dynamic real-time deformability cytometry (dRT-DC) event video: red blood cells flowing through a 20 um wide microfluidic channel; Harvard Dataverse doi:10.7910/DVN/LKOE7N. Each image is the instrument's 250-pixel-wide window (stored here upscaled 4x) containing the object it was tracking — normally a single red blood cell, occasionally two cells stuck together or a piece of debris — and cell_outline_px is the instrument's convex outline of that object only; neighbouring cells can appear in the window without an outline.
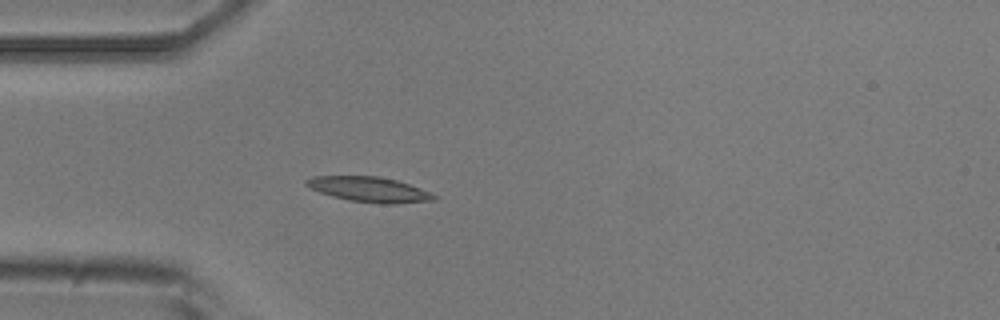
{"species": "common noctule bat (a hibernating species)", "species_latin": "Nyctalus noctula", "temperature_condition": "room temperature", "stored_images_in_passage": 5, "camera_frame_rate_fps": 3000, "um_per_image_px": 0.085, "animal": {"sex": "male", "body_mass_g": 20.5, "forearm_length_mm": 52.5}, "frame": {"image": 1, "passage_image": 5, "time_ms": 4.333, "image_size_px": [1000, 320], "cell_outline_px": [[436, 200], [396, 204], [380, 204], [348, 200], [332, 196], [320, 192], [304, 184], [304, 180], [312, 176], [380, 176], [396, 180], [420, 188], [436, 196]], "centroid_in_image_um": [31.37, 16.1], "position_along_channel_um": 53.6, "area_um2": 18.67}}